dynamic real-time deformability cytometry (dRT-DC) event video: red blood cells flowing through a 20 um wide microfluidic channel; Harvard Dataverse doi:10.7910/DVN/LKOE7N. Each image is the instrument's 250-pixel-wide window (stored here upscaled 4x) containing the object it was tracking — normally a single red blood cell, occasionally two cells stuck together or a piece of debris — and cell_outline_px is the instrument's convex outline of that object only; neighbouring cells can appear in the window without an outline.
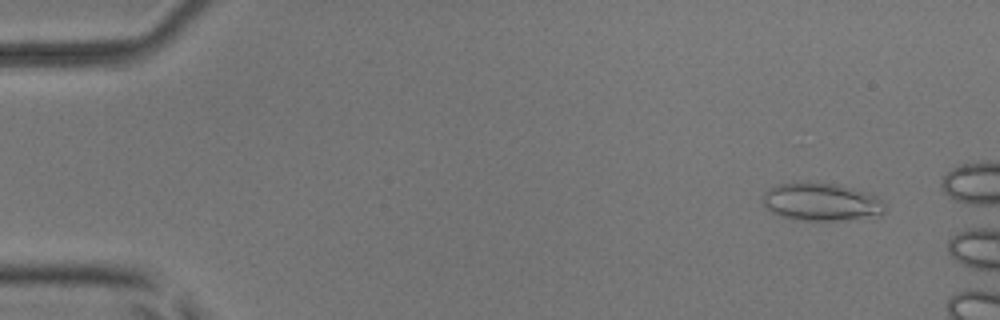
{"species": "common noctule bat (a hibernating species)", "species_latin": "Nyctalus noctula", "temperature_condition": "room temperature", "stored_images_in_passage": 5, "camera_frame_rate_fps": 3000, "um_per_image_px": 0.085, "animal": {"sex": "male", "body_mass_g": 17.9, "forearm_length_mm": 54.2}, "frame": {"image": 1, "passage_image": 2, "time_ms": 0.333, "image_size_px": [1000, 320], "cell_outline_px": [[884, 212], [880, 216], [848, 220], [792, 220], [780, 216], [772, 212], [764, 204], [764, 192], [768, 188], [776, 184], [836, 184], [868, 192], [876, 196], [884, 204]], "centroid_in_image_um": [69.84, 17.2], "position_along_channel_um": 15.2, "area_um2": 26.65}}